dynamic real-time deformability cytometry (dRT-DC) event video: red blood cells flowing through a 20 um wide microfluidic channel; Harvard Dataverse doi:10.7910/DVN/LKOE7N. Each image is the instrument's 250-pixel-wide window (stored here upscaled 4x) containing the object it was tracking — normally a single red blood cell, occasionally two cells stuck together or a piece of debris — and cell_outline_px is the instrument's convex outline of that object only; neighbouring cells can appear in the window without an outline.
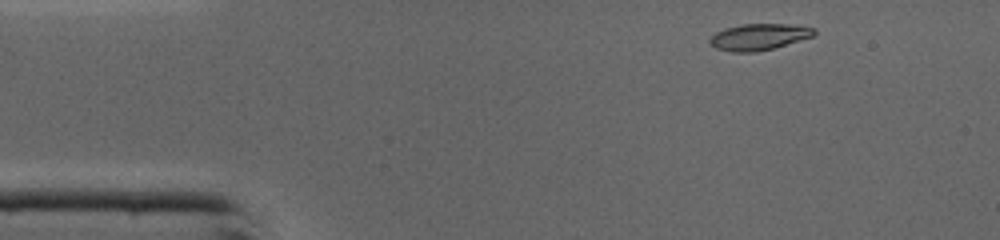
{"species": "common noctule bat (a hibernating species)", "species_latin": "Nyctalus noctula", "temperature_condition": "cold", "stored_images_in_passage": 41, "camera_frame_rate_fps": 3000, "um_per_image_px": 0.085, "animal": {"sex": "male", "body_mass_g": 19.0, "forearm_length_mm": 50.8}, "frame": {"image": 1, "passage_image": 1, "time_ms": 0.0, "image_size_px": [1000, 240], "cell_outline_px": [[816, 32], [812, 36], [772, 48], [756, 52], [732, 52], [716, 48], [708, 40], [716, 32], [724, 28], [744, 24], [784, 24], [816, 28]], "centroid_in_image_um": [64.47, 3.13], "position_along_channel_um": 20.5, "area_um2": 15.72}}
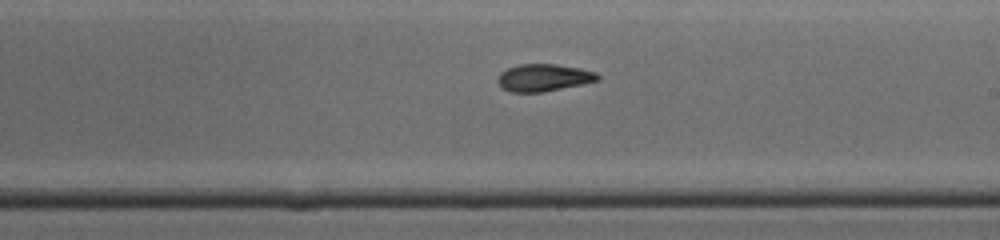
{"frame": {"image": 2, "passage_image": 21, "time_ms": 6.667, "image_size_px": [1000, 240], "cell_outline_px": [[600, 80], [540, 92], [508, 92], [496, 80], [500, 72], [508, 68], [520, 64], [556, 64], [580, 68], [596, 72], [600, 76]], "centroid_in_image_um": [46.2, 6.59], "position_along_channel_um": 242.8, "area_um2": 15.72}}
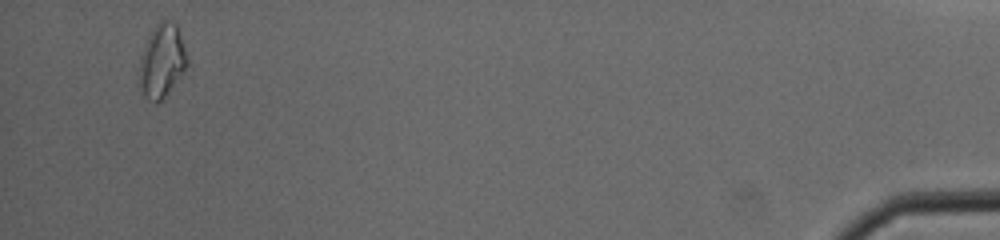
{"frame": {"image": 3, "passage_image": 39, "time_ms": 12.667, "image_size_px": [1000, 240], "cell_outline_px": [[188, 64], [184, 72], [164, 96], [156, 104], [148, 100], [144, 96], [136, 80], [140, 56], [148, 36], [156, 24], [160, 20], [172, 20], [176, 24], [188, 56]], "centroid_in_image_um": [13.73, 5.19], "position_along_channel_um": 421.5, "area_um2": 20.87}, "authors_computed_cell_mechanics": {"area_um2": 16.2996, "velocity_mm_per_s": 4.4046, "shape_relaxation_time_tau1_ms": 7.8974, "shape_relaxation_time_tau2_ms": 2.1976, "deformation_change_tau1": 0.2275, "deformation_change_tau2": 0.0801}}